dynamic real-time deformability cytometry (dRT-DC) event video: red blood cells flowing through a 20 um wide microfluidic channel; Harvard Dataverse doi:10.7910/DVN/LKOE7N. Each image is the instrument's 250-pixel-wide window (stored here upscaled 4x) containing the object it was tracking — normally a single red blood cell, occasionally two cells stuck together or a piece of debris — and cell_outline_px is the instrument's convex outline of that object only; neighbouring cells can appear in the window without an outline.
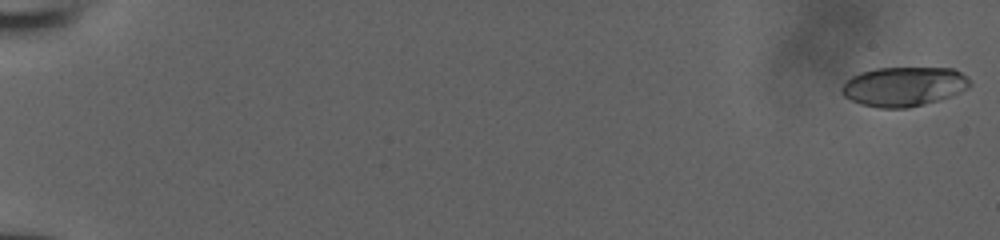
{"species": "human", "species_latin": "Homo sapiens", "temperature_condition": "room temperature", "stored_images_in_passage": 54, "camera_frame_rate_fps": 3000, "um_per_image_px": 0.085, "donor": {"sex": "male"}, "frame": {"image": 1, "passage_image": 1, "time_ms": 0.0, "image_size_px": [1000, 240], "cell_outline_px": [[972, 84], [968, 88], [948, 96], [924, 104], [908, 108], [880, 108], [860, 104], [844, 96], [840, 92], [840, 88], [852, 76], [860, 72], [876, 68], [952, 68], [968, 76]], "centroid_in_image_um": [76.81, 7.35], "position_along_channel_um": 8.2, "area_um2": 29.36}}
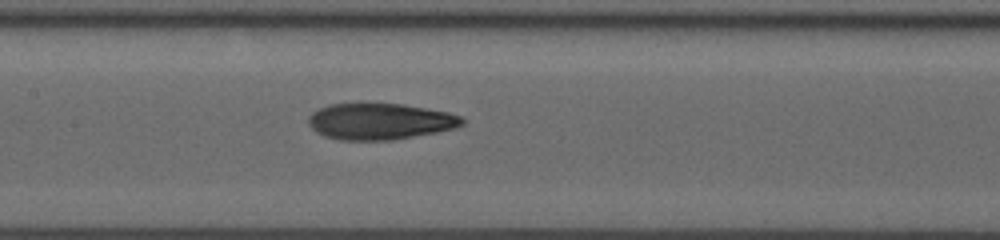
{"frame": {"image": 2, "passage_image": 29, "time_ms": 9.333, "image_size_px": [1000, 240], "cell_outline_px": [[464, 124], [456, 128], [436, 132], [388, 140], [340, 140], [324, 136], [316, 132], [308, 124], [308, 116], [312, 112], [328, 104], [404, 104], [448, 112], [460, 116], [464, 120]], "centroid_in_image_um": [32.28, 10.32], "position_along_channel_um": 175.1, "area_um2": 32.37}}
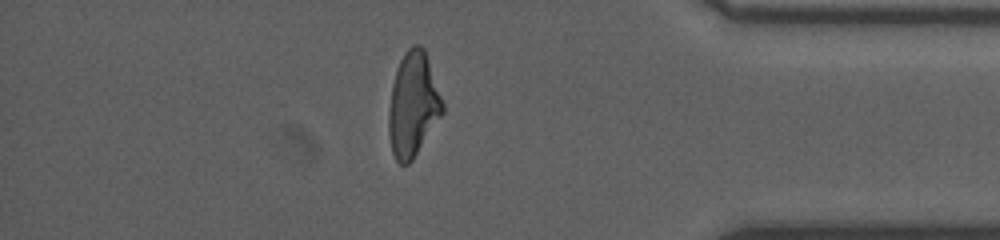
{"frame": {"image": 3, "passage_image": 47, "time_ms": 15.333, "image_size_px": [1000, 240], "cell_outline_px": [[444, 112], [412, 160], [408, 164], [400, 164], [396, 160], [392, 152], [388, 136], [388, 112], [392, 84], [396, 68], [404, 52], [412, 44], [420, 44], [424, 48], [444, 104]], "centroid_in_image_um": [35.09, 8.88], "position_along_channel_um": 400.1, "area_um2": 32.83}}